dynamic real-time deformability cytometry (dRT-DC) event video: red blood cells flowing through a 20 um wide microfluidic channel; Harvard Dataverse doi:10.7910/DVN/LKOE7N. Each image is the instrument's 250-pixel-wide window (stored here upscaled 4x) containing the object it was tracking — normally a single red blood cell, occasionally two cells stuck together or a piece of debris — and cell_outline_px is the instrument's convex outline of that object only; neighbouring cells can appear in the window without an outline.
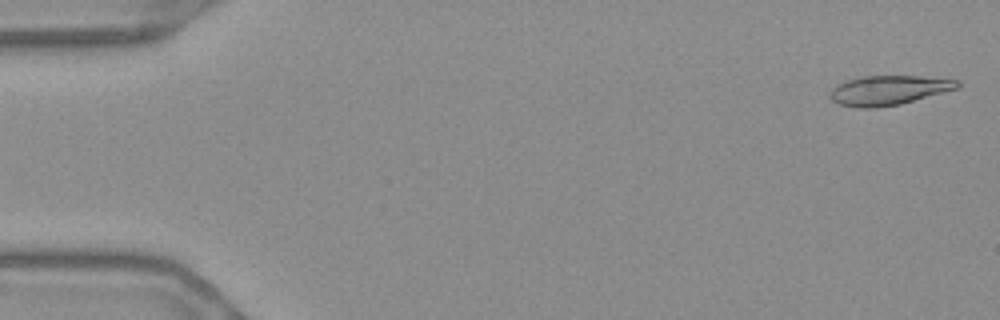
{"species": "Egyptian fruit bat (a non-hibernating species)", "species_latin": "Rousettus aegyptiacus", "temperature_condition": "warm", "stored_images_in_passage": 55, "camera_frame_rate_fps": 3000, "um_per_image_px": 0.085, "frame": {"image": 1, "passage_image": 2, "time_ms": 0.333, "image_size_px": [1000, 320], "cell_outline_px": [[960, 84], [956, 88], [900, 104], [876, 108], [856, 108], [840, 104], [832, 100], [828, 96], [828, 92], [832, 88], [848, 80], [864, 76], [920, 76], [960, 80]], "centroid_in_image_um": [75.48, 7.67], "position_along_channel_um": 9.5, "area_um2": 21.68}}
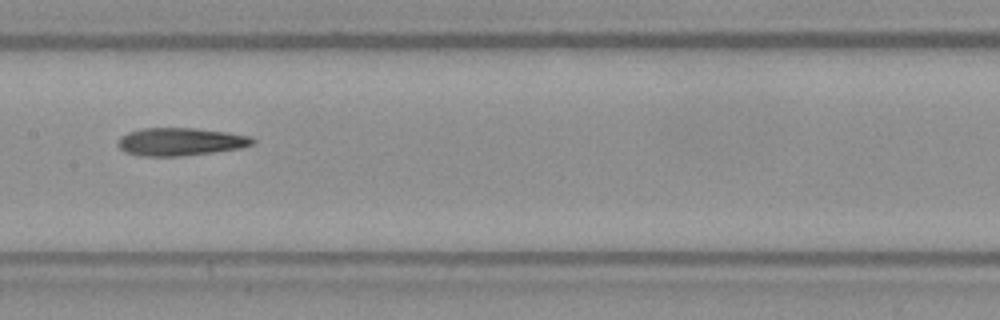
{"frame": {"image": 2, "passage_image": 28, "time_ms": 9.0, "image_size_px": [1000, 320], "cell_outline_px": [[256, 144], [240, 148], [212, 152], [180, 156], [140, 156], [124, 152], [116, 144], [120, 136], [128, 132], [140, 128], [196, 128], [228, 132], [248, 136], [256, 140]], "centroid_in_image_um": [15.31, 12.04], "position_along_channel_um": 192.1, "area_um2": 22.02}}
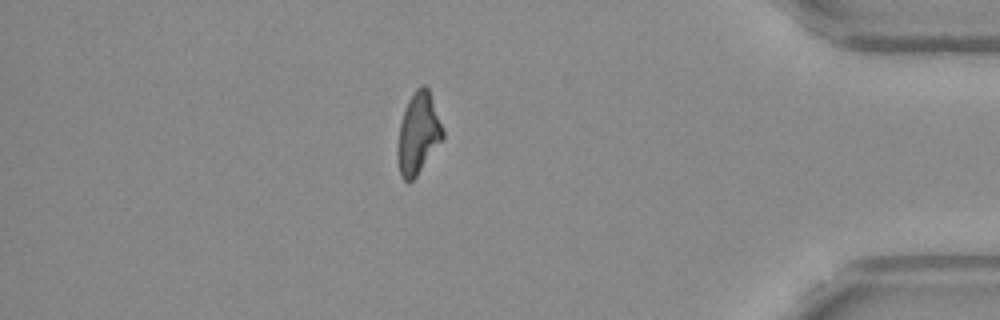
{"frame": {"image": 3, "passage_image": 48, "time_ms": 15.667, "image_size_px": [1000, 320], "cell_outline_px": [[444, 140], [416, 176], [408, 184], [400, 176], [396, 156], [396, 148], [400, 124], [404, 108], [408, 100], [416, 88], [424, 84], [428, 88], [444, 132]], "centroid_in_image_um": [35.53, 11.39], "position_along_channel_um": 399.7, "area_um2": 21.68}, "authors_computed_cell_mechanics": {"area_um2": 22.0218, "velocity_mm_per_s": 3.6788, "shape_relaxation_time_tau1_ms": null, "shape_relaxation_time_tau2_ms": 6.8309, "deformation_change_tau1": null, "deformation_change_tau2": 0.1793}}